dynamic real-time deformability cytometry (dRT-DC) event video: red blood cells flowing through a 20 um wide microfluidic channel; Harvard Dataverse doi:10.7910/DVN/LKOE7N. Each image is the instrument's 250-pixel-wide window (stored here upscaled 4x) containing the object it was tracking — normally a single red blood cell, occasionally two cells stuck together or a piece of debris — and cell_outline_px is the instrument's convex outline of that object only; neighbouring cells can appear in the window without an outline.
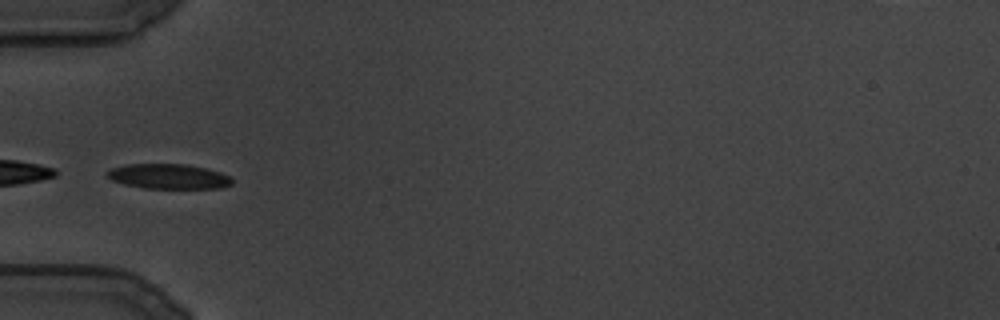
{"species": "common noctule bat (a hibernating species)", "species_latin": "Nyctalus noctula", "temperature_condition": "cold", "stored_images_in_passage": 83, "camera_frame_rate_fps": 3000, "um_per_image_px": 0.085, "animal": {"sex": "male", "body_mass_g": 19.5, "forearm_length_mm": 54.6}, "frame": {"image": 1, "passage_image": 1, "time_ms": 0.0, "image_size_px": [1000, 320], "cell_outline_px": [[232, 184], [220, 188], [144, 188], [124, 184], [112, 180], [104, 172], [108, 168], [124, 164], [184, 164], [208, 168], [220, 172], [228, 176], [232, 180]], "centroid_in_image_um": [14.28, 14.98], "position_along_channel_um": 70.7, "area_um2": 18.26}}
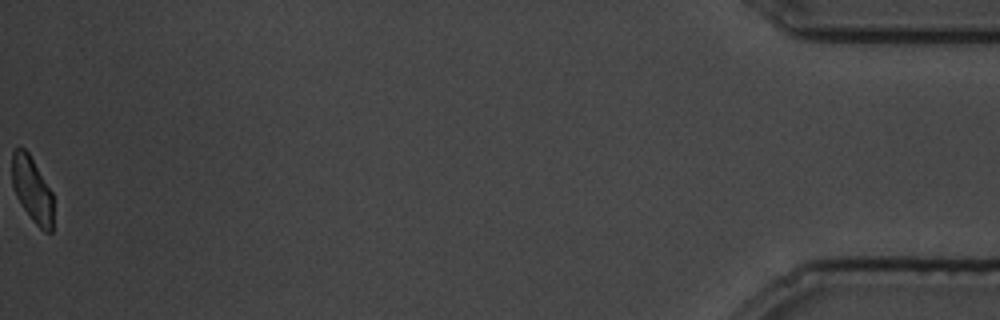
{"frame": {"image": 2, "passage_image": 83, "time_ms": 27.333, "image_size_px": [1000, 320], "cell_outline_px": [[52, 232], [44, 232], [32, 220], [16, 196], [12, 184], [12, 152], [16, 148], [24, 148], [28, 152], [52, 192]], "centroid_in_image_um": [2.72, 16.11], "position_along_channel_um": 432.5, "area_um2": 15.49}}